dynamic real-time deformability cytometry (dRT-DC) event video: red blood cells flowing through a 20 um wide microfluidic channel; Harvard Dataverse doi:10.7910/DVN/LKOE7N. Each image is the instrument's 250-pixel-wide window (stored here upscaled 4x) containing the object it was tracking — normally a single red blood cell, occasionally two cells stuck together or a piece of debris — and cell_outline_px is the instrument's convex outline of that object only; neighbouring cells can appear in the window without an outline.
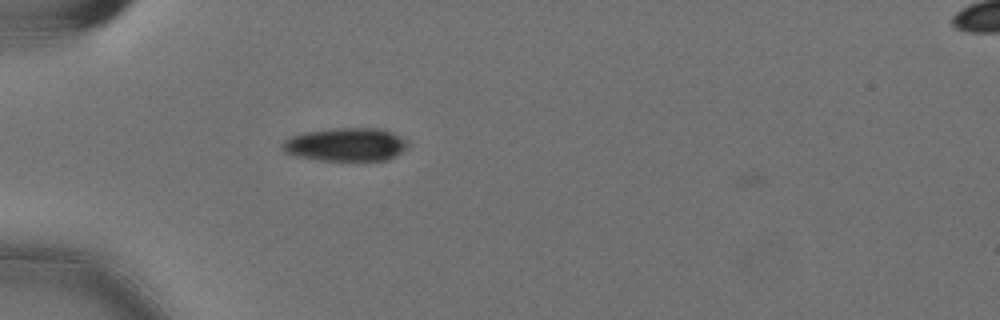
{"species": "Egyptian fruit bat (a non-hibernating species)", "species_latin": "Rousettus aegyptiacus", "temperature_condition": "cold", "stored_images_in_passage": 3, "camera_frame_rate_fps": 3000, "um_per_image_px": 0.085, "animal": {"sex": "female"}, "frame": {"image": 1, "passage_image": 2, "time_ms": 0.333, "image_size_px": [1000, 320], "cell_outline_px": [[408, 144], [400, 152], [384, 160], [320, 160], [296, 156], [284, 152], [280, 148], [280, 144], [284, 140], [292, 136], [304, 132], [332, 128], [384, 128], [408, 140]], "centroid_in_image_um": [29.35, 12.27], "position_along_channel_um": 55.7, "area_um2": 24.33}}